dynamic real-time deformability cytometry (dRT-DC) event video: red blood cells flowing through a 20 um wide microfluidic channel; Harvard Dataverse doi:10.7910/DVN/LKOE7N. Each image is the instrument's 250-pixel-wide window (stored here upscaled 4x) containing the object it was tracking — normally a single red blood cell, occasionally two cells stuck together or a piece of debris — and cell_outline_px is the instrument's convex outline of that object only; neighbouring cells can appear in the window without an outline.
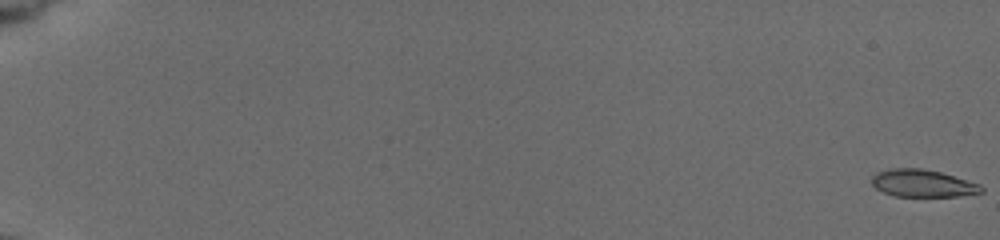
{"species": "common noctule bat (a hibernating species)", "species_latin": "Nyctalus noctula", "temperature_condition": "cold", "stored_images_in_passage": 42, "camera_frame_rate_fps": 3000, "um_per_image_px": 0.085, "animal": {"sex": "female", "body_mass_g": 19.5, "forearm_length_mm": 54.1}, "frame": {"image": 1, "passage_image": 1, "time_ms": 0.0, "image_size_px": [1000, 240], "cell_outline_px": [[984, 192], [960, 196], [892, 196], [876, 188], [872, 184], [872, 176], [876, 172], [888, 168], [920, 168], [940, 172], [980, 184], [984, 188]], "centroid_in_image_um": [78.42, 15.58], "position_along_channel_um": 6.6, "area_um2": 17.51}}
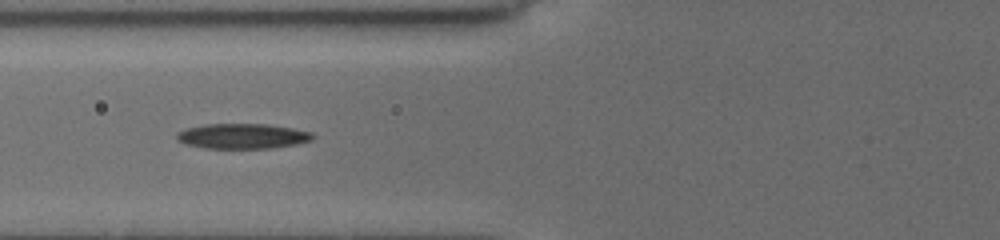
{"frame": {"image": 2, "passage_image": 24, "time_ms": 8.333, "image_size_px": [1000, 240], "cell_outline_px": [[316, 136], [312, 140], [296, 144], [276, 148], [204, 148], [188, 144], [176, 140], [176, 132], [188, 128], [204, 124], [268, 124], [292, 128], [312, 132]], "centroid_in_image_um": [20.64, 11.57], "position_along_channel_um": 105.2, "area_um2": 20.0}}
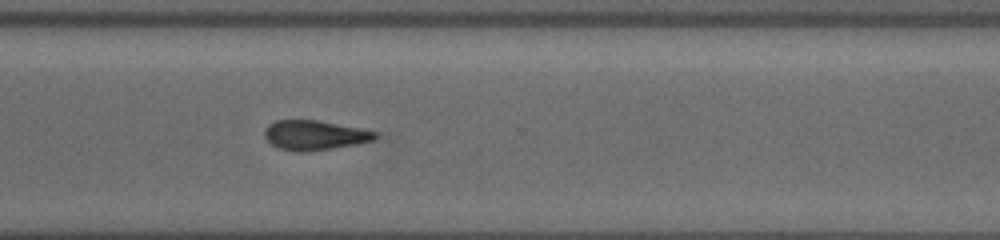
{"frame": {"image": 3, "passage_image": 42, "time_ms": 14.667, "image_size_px": [1000, 240], "cell_outline_px": [[376, 136], [372, 140], [356, 144], [332, 148], [304, 152], [296, 152], [280, 148], [272, 144], [264, 136], [264, 132], [268, 124], [276, 120], [316, 120], [376, 132]], "centroid_in_image_um": [26.67, 11.49], "position_along_channel_um": 343.9, "area_um2": 18.67}}